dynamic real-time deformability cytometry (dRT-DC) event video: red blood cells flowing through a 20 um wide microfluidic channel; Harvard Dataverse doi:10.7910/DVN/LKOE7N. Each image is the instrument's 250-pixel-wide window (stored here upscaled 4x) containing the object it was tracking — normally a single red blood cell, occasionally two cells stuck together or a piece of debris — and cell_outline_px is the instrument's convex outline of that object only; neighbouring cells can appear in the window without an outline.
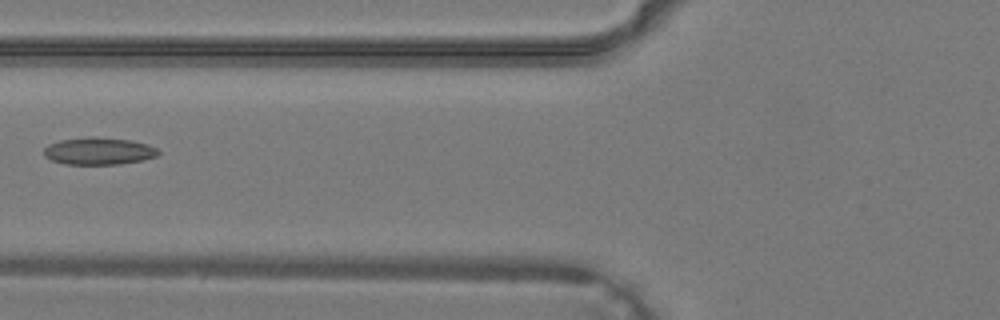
{"species": "common noctule bat (a hibernating species)", "species_latin": "Nyctalus noctula", "temperature_condition": "warm", "stored_images_in_passage": 39, "camera_frame_rate_fps": 3000, "um_per_image_px": 0.085, "animal": {"sex": "male", "body_mass_g": 19.2, "forearm_length_mm": 51.8}, "frame": {"image": 1, "passage_image": 17, "time_ms": 5.333, "image_size_px": [1000, 320], "cell_outline_px": [[160, 152], [156, 156], [144, 160], [120, 164], [64, 164], [52, 160], [44, 156], [44, 148], [48, 144], [60, 140], [88, 136], [92, 136], [128, 140], [144, 144], [156, 148]], "centroid_in_image_um": [8.35, 12.84], "position_along_channel_um": 117.4, "area_um2": 18.09}}